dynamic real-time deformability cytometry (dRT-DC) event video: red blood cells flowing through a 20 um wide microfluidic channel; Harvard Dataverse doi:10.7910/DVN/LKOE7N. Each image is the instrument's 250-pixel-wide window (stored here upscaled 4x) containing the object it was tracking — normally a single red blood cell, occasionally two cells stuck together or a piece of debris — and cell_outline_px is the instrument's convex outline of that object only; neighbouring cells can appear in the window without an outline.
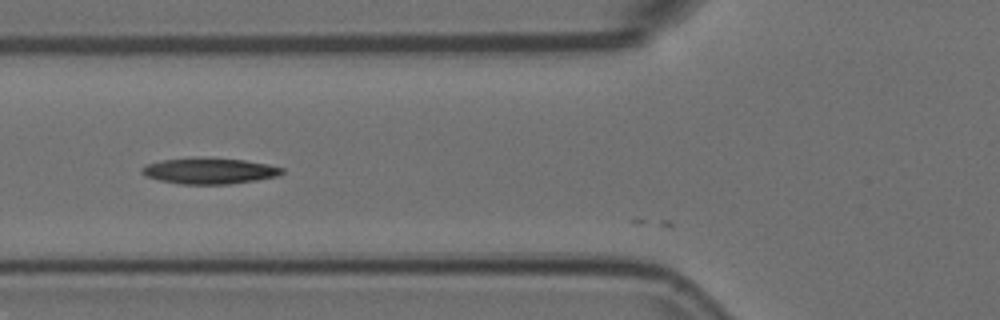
{"species": "Egyptian fruit bat (a non-hibernating species)", "species_latin": "Rousettus aegyptiacus", "temperature_condition": "room temperature", "stored_images_in_passage": 6, "camera_frame_rate_fps": 3000, "um_per_image_px": 0.085, "animal": {"sex": "female"}, "frame": {"image": 1, "passage_image": 3, "time_ms": 0.667, "image_size_px": [1000, 320], "cell_outline_px": [[284, 172], [276, 176], [256, 180], [228, 184], [180, 184], [160, 180], [144, 176], [140, 172], [140, 168], [148, 164], [160, 160], [244, 160], [268, 164], [284, 168]], "centroid_in_image_um": [17.8, 14.57], "position_along_channel_um": 108.0, "area_um2": 20.29}}